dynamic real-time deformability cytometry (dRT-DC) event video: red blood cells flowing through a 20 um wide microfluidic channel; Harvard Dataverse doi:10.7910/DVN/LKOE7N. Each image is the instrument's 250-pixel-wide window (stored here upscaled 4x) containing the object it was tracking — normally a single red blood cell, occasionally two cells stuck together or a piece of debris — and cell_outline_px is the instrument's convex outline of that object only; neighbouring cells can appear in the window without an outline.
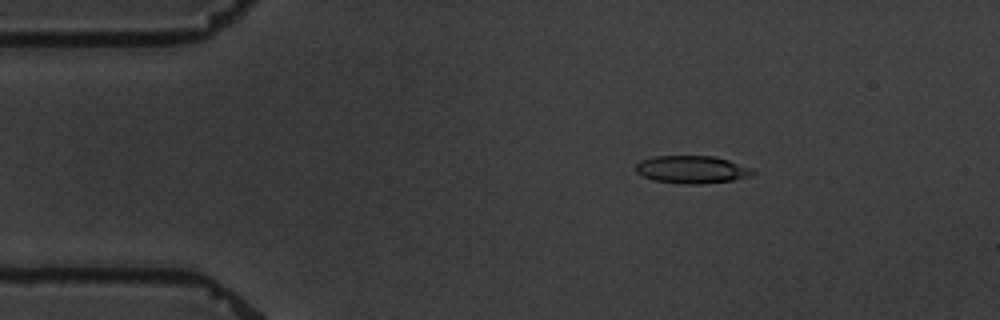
{"species": "common noctule bat (a hibernating species)", "species_latin": "Nyctalus noctula", "temperature_condition": "warm", "stored_images_in_passage": 4, "camera_frame_rate_fps": 3000, "um_per_image_px": 0.085, "animal": {"sex": "male", "body_mass_g": 19.5, "forearm_length_mm": 54.6}, "frame": {"image": 1, "passage_image": 2, "time_ms": 1.333, "image_size_px": [1000, 320], "cell_outline_px": [[756, 172], [748, 176], [732, 180], [700, 184], [684, 184], [652, 180], [636, 172], [636, 164], [640, 160], [652, 156], [712, 156], [728, 160], [752, 168]], "centroid_in_image_um": [58.78, 14.4], "position_along_channel_um": 26.2, "area_um2": 18.79}}
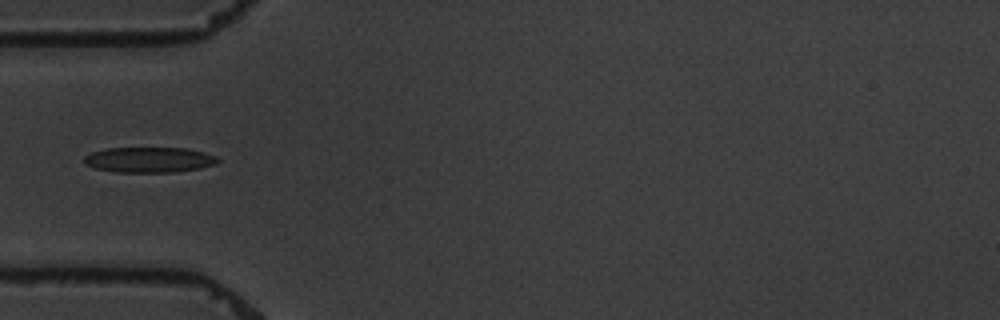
{"frame": {"image": 2, "passage_image": 4, "time_ms": 4.333, "image_size_px": [1000, 320], "cell_outline_px": [[220, 160], [216, 164], [200, 168], [176, 172], [116, 172], [96, 168], [84, 164], [84, 156], [92, 152], [108, 148], [188, 148], [204, 152], [216, 156]], "centroid_in_image_um": [12.7, 13.58], "position_along_channel_um": 72.3, "area_um2": 19.83}}